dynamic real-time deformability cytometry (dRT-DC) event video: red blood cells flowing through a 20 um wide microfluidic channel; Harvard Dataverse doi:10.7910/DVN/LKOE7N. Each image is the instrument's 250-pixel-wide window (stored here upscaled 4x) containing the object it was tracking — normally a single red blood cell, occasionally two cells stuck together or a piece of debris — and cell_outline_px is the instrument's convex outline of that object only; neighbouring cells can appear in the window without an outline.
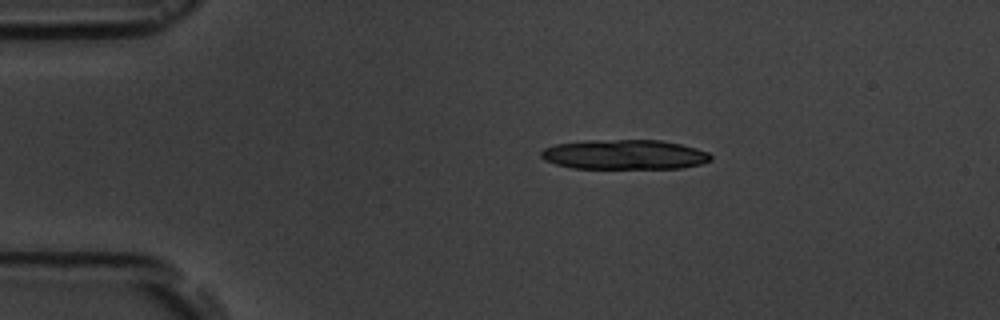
{"species": "common noctule bat (a hibernating species)", "species_latin": "Nyctalus noctula", "temperature_condition": "room temperature", "stored_images_in_passage": 5, "camera_frame_rate_fps": 3000, "um_per_image_px": 0.085, "animal": {"sex": "male", "body_mass_g": 19.5, "forearm_length_mm": 54.6}, "frame": {"image": 1, "passage_image": 2, "time_ms": 1.333, "image_size_px": [1000, 320], "cell_outline_px": [[712, 160], [700, 164], [680, 168], [572, 168], [556, 164], [544, 160], [540, 156], [540, 152], [544, 148], [556, 144], [584, 140], [660, 140], [680, 144], [696, 148], [708, 152], [712, 156]], "centroid_in_image_um": [53.06, 13.13], "position_along_channel_um": 31.9, "area_um2": 29.48}}